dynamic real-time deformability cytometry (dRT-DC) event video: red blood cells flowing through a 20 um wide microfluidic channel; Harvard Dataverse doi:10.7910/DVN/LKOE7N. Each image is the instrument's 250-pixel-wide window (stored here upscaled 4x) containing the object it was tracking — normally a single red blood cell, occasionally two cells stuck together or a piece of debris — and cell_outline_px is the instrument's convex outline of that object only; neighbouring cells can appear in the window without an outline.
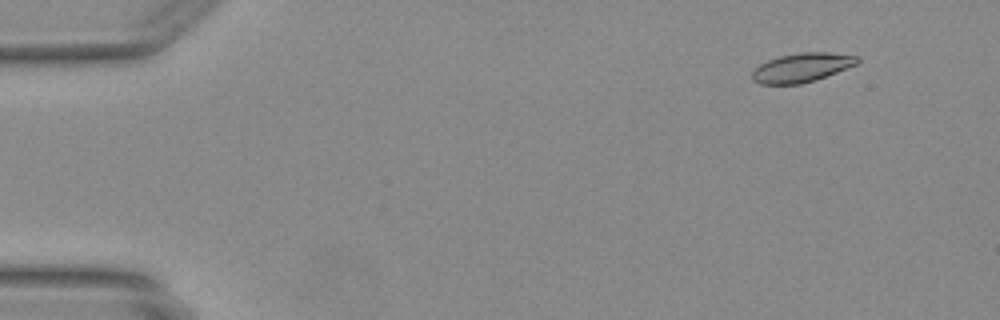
{"species": "Egyptian fruit bat (a non-hibernating species)", "species_latin": "Rousettus aegyptiacus", "temperature_condition": "warm", "stored_images_in_passage": 48, "camera_frame_rate_fps": 3000, "um_per_image_px": 0.085, "animal": {"sex": "female"}, "frame": {"image": 1, "passage_image": 5, "time_ms": 1.333, "image_size_px": [1000, 320], "cell_outline_px": [[860, 60], [856, 64], [816, 80], [800, 84], [760, 84], [752, 80], [752, 72], [760, 64], [768, 60], [780, 56], [800, 52], [828, 52], [860, 56]], "centroid_in_image_um": [68.15, 5.74], "position_along_channel_um": 16.8, "area_um2": 17.74}}
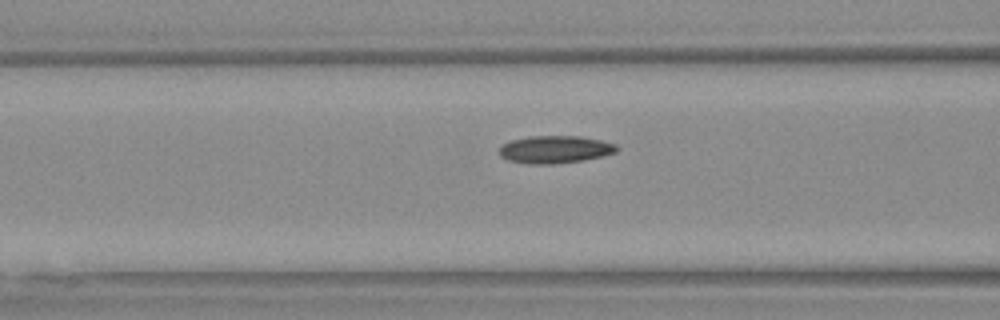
{"frame": {"image": 2, "passage_image": 20, "time_ms": 6.333, "image_size_px": [1000, 320], "cell_outline_px": [[620, 148], [616, 152], [604, 156], [580, 160], [548, 164], [540, 164], [508, 160], [500, 156], [500, 148], [508, 140], [528, 136], [580, 136], [600, 140], [616, 144]], "centroid_in_image_um": [47.2, 12.68], "position_along_channel_um": 119.4, "area_um2": 18.67}}
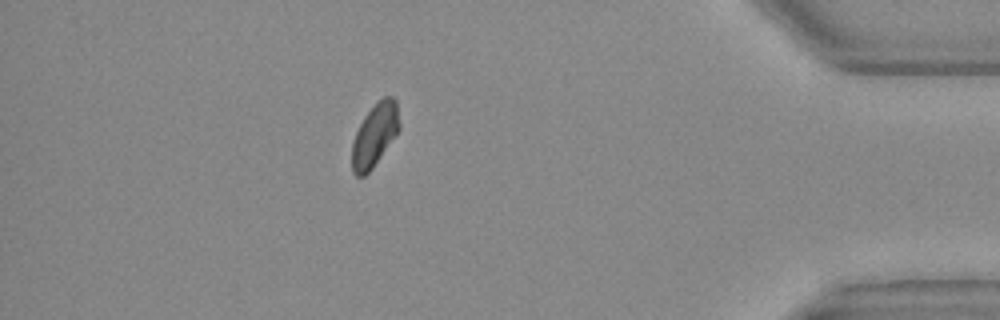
{"frame": {"image": 3, "passage_image": 43, "time_ms": 14.0, "image_size_px": [1000, 320], "cell_outline_px": [[400, 128], [372, 168], [364, 176], [356, 176], [352, 172], [352, 144], [356, 132], [364, 116], [376, 100], [384, 96], [392, 96], [396, 100], [400, 124]], "centroid_in_image_um": [31.84, 11.44], "position_along_channel_um": 403.4, "area_um2": 17.28}}